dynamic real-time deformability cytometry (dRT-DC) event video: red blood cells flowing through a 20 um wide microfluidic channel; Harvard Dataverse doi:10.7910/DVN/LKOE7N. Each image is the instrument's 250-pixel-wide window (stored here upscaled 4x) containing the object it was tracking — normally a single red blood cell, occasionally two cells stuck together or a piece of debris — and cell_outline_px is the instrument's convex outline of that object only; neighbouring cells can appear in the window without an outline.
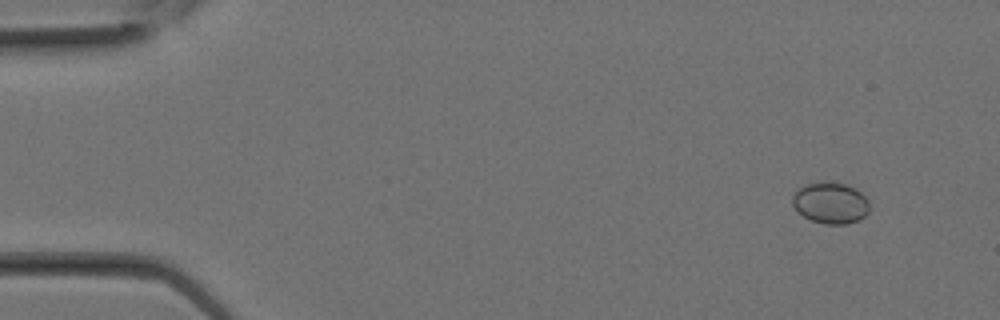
{"species": "Egyptian fruit bat (a non-hibernating species)", "species_latin": "Rousettus aegyptiacus", "temperature_condition": "room temperature", "stored_images_in_passage": 9, "camera_frame_rate_fps": 3000, "um_per_image_px": 0.085, "animal": {"sex": "female"}, "frame": {"image": 1, "passage_image": 1, "time_ms": 0.0, "image_size_px": [1000, 320], "cell_outline_px": [[868, 212], [864, 216], [856, 220], [844, 224], [824, 224], [812, 220], [804, 216], [792, 204], [792, 196], [804, 184], [820, 180], [828, 180], [848, 184], [856, 188], [868, 196]], "centroid_in_image_um": [70.61, 17.19], "position_along_channel_um": 14.4, "area_um2": 18.84}}
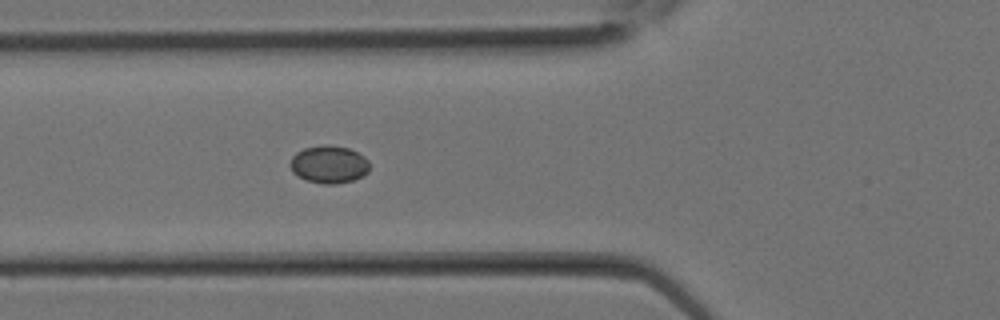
{"frame": {"image": 2, "passage_image": 9, "time_ms": 2.667, "image_size_px": [1000, 320], "cell_outline_px": [[368, 172], [352, 180], [336, 184], [324, 184], [308, 180], [292, 172], [288, 164], [292, 156], [296, 152], [304, 148], [324, 144], [328, 144], [348, 148], [364, 156], [368, 160]], "centroid_in_image_um": [27.92, 13.96], "position_along_channel_um": 97.9, "area_um2": 17.34}}